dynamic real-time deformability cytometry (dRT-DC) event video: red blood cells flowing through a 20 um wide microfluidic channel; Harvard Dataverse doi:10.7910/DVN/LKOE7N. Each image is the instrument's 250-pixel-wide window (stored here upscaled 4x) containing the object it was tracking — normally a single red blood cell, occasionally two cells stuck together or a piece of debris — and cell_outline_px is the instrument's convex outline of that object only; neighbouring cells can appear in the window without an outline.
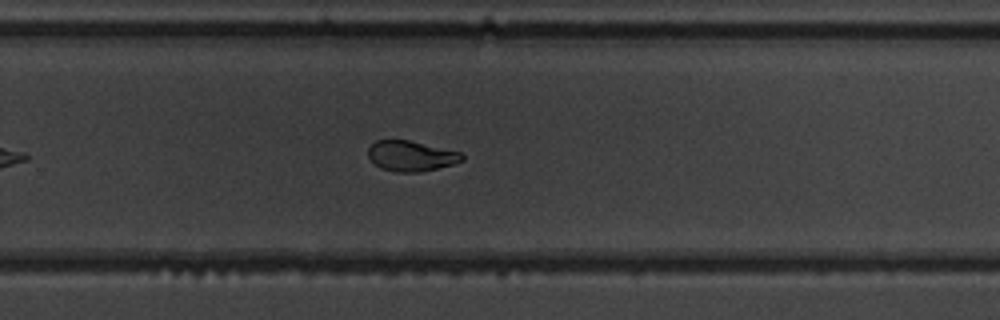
{"species": "common noctule bat (a hibernating species)", "species_latin": "Nyctalus noctula", "temperature_condition": "warm", "stored_images_in_passage": 28, "camera_frame_rate_fps": 3000, "um_per_image_px": 0.085, "animal": {"sex": "male", "body_mass_g": 19.5, "forearm_length_mm": 54.6}, "frame": {"image": 1, "passage_image": 20, "time_ms": 6.333, "image_size_px": [1000, 320], "cell_outline_px": [[464, 160], [452, 164], [420, 172], [396, 172], [380, 168], [368, 156], [368, 148], [376, 140], [408, 140], [460, 152], [464, 156]], "centroid_in_image_um": [34.93, 13.26], "position_along_channel_um": 294.9, "area_um2": 16.42}}
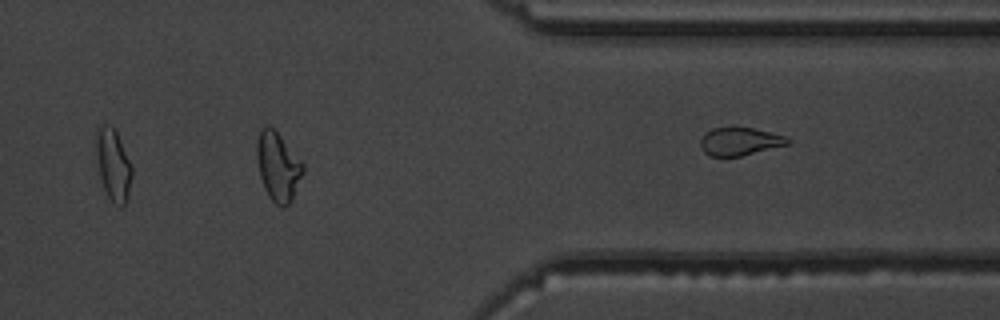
{"frame": {"image": 2, "passage_image": 28, "time_ms": 9.0, "image_size_px": [1000, 320], "cell_outline_px": [[792, 144], [740, 156], [708, 156], [700, 148], [700, 140], [704, 132], [712, 128], [752, 128], [788, 136], [792, 140]], "centroid_in_image_um": [62.92, 12.03], "position_along_channel_um": 348.5, "area_um2": 14.45}}